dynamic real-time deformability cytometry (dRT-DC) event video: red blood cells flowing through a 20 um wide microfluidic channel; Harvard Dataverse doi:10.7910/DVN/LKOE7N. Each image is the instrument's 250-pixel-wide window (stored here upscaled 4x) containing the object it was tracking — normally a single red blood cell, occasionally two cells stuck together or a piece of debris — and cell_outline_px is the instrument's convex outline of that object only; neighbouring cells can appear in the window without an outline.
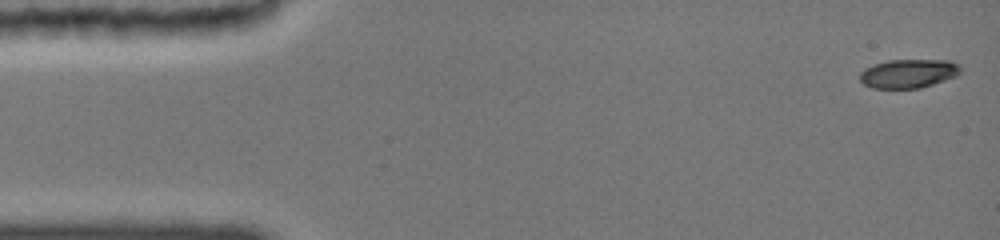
{"species": "common noctule bat (a hibernating species)", "species_latin": "Nyctalus noctula", "temperature_condition": "cold", "stored_images_in_passage": 33, "camera_frame_rate_fps": 3000, "um_per_image_px": 0.085, "animal": {"sex": "female", "body_mass_g": 19.0, "forearm_length_mm": 51.5}, "frame": {"image": 1, "passage_image": 1, "time_ms": 0.0, "image_size_px": [1000, 240], "cell_outline_px": [[960, 72], [956, 76], [920, 88], [872, 88], [864, 84], [860, 80], [860, 72], [864, 68], [872, 64], [888, 60], [948, 60], [960, 64]], "centroid_in_image_um": [77.19, 6.24], "position_along_channel_um": 7.8, "area_um2": 16.94}}
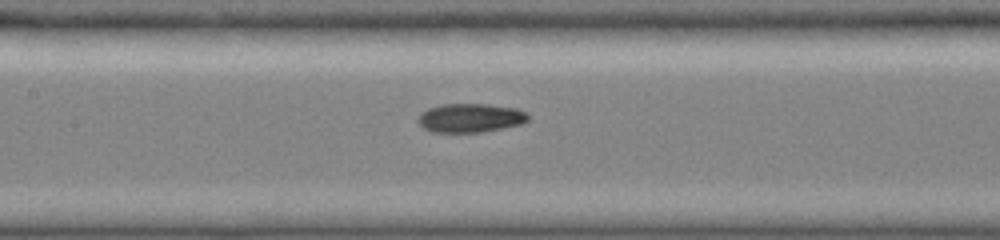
{"frame": {"image": 2, "passage_image": 19, "time_ms": 7.0, "image_size_px": [1000, 240], "cell_outline_px": [[528, 120], [520, 124], [480, 132], [436, 132], [424, 128], [420, 124], [420, 116], [428, 108], [440, 104], [488, 104], [516, 108], [524, 112], [528, 116]], "centroid_in_image_um": [39.99, 10.01], "position_along_channel_um": 167.4, "area_um2": 18.09}}
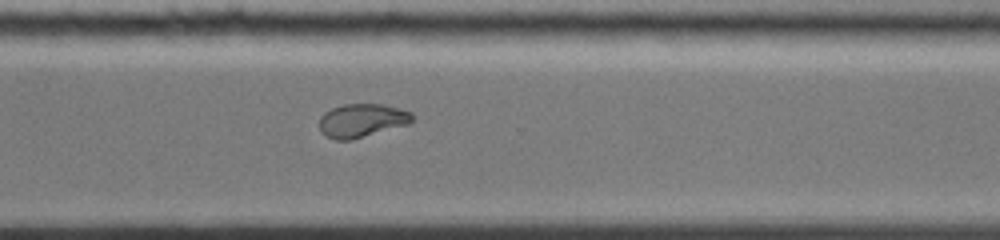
{"frame": {"image": 3, "passage_image": 33, "time_ms": 11.333, "image_size_px": [1000, 240], "cell_outline_px": [[412, 120], [408, 124], [352, 140], [336, 140], [328, 136], [320, 128], [320, 116], [324, 112], [332, 108], [344, 104], [384, 104], [412, 112]], "centroid_in_image_um": [30.76, 10.23], "position_along_channel_um": 339.8, "area_um2": 17.98}}